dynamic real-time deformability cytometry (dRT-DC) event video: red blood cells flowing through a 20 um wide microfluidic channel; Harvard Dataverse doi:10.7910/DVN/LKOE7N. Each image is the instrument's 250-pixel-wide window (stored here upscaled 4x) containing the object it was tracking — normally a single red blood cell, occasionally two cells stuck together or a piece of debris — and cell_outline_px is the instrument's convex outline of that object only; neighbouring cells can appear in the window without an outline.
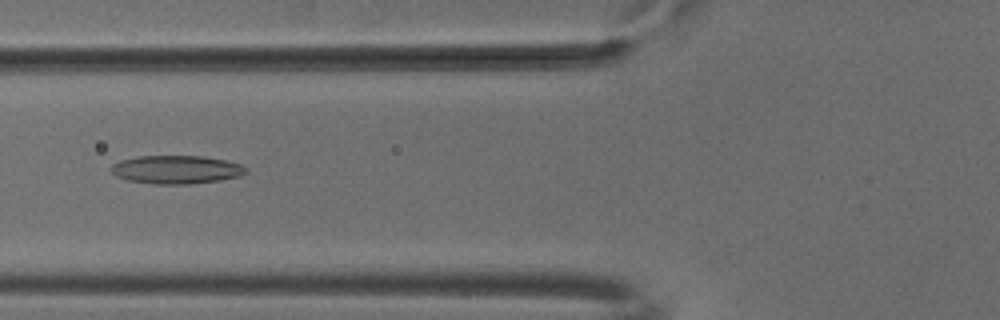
{"species": "common noctule bat (a hibernating species)", "species_latin": "Nyctalus noctula", "temperature_condition": "cold", "stored_images_in_passage": 10, "camera_frame_rate_fps": 3000, "um_per_image_px": 0.085, "animal": {"sex": "male", "body_mass_g": 18.8}, "frame": {"image": 1, "passage_image": 6, "time_ms": 1.667, "image_size_px": [1000, 320], "cell_outline_px": [[248, 172], [240, 176], [220, 180], [192, 184], [152, 184], [128, 180], [116, 176], [108, 168], [112, 164], [120, 160], [136, 156], [204, 156], [228, 160], [240, 164], [248, 168]], "centroid_in_image_um": [14.99, 14.41], "position_along_channel_um": 110.8, "area_um2": 22.6}}
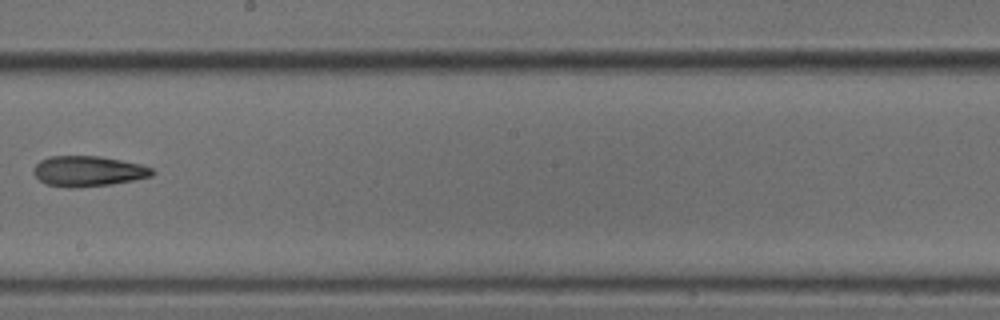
{"frame": {"image": 2, "passage_image": 9, "time_ms": 2.667, "image_size_px": [1000, 320], "cell_outline_px": [[156, 172], [152, 176], [112, 184], [72, 188], [68, 188], [48, 184], [40, 180], [32, 172], [32, 168], [40, 160], [48, 156], [100, 156], [140, 164], [152, 168]], "centroid_in_image_um": [7.47, 14.54], "position_along_channel_um": 240.7, "area_um2": 21.04}}
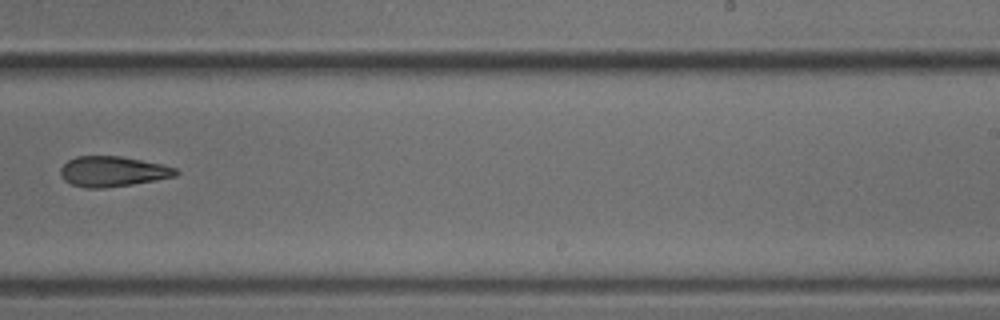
{"frame": {"image": 3, "passage_image": 10, "time_ms": 3.0, "image_size_px": [1000, 320], "cell_outline_px": [[180, 172], [176, 176], [156, 180], [132, 184], [104, 188], [84, 188], [72, 184], [64, 180], [60, 176], [60, 168], [68, 160], [76, 156], [120, 156], [160, 164], [176, 168]], "centroid_in_image_um": [9.56, 14.58], "position_along_channel_um": 279.4, "area_um2": 20.35}}